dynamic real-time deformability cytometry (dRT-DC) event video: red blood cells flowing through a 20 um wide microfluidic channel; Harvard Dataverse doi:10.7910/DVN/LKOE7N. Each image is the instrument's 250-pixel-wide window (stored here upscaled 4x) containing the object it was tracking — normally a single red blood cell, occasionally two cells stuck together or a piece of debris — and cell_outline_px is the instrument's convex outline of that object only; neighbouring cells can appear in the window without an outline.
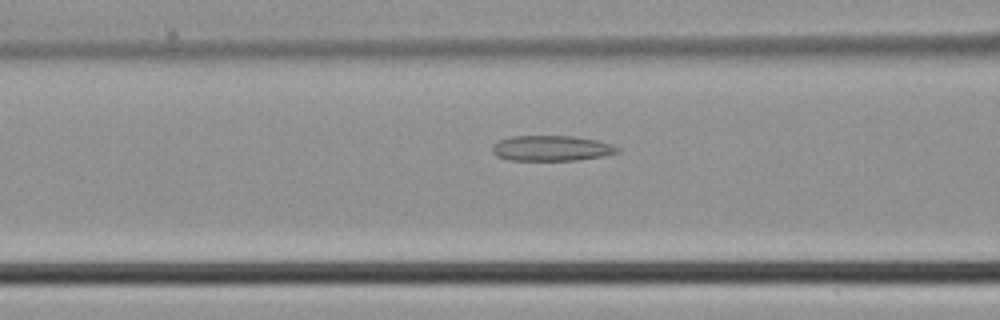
{"species": "common noctule bat (a hibernating species)", "species_latin": "Nyctalus noctula", "temperature_condition": "cold", "stored_images_in_passage": 32, "camera_frame_rate_fps": 3000, "um_per_image_px": 0.085, "animal": {"sex": "male", "body_mass_g": 21.5, "forearm_length_mm": 52.0}, "frame": {"image": 1, "passage_image": 7, "time_ms": 2.0, "image_size_px": [1000, 320], "cell_outline_px": [[620, 152], [604, 156], [580, 160], [508, 160], [496, 156], [492, 152], [492, 144], [500, 140], [512, 136], [572, 136], [596, 140], [612, 144], [620, 148]], "centroid_in_image_um": [46.88, 12.61], "position_along_channel_um": 119.7, "area_um2": 18.67}}
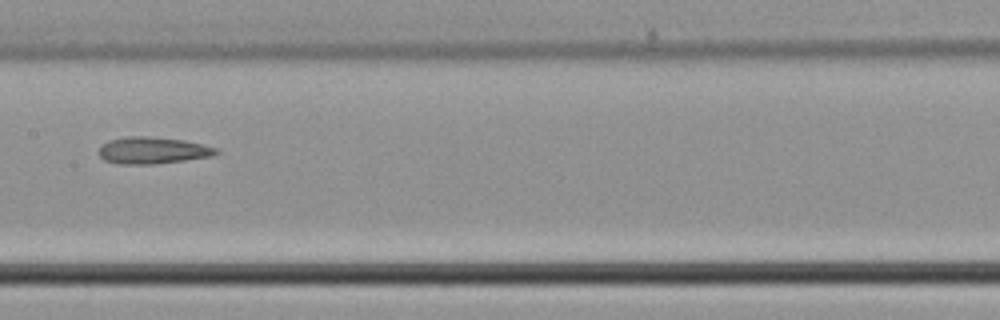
{"frame": {"image": 2, "passage_image": 12, "time_ms": 3.667, "image_size_px": [1000, 320], "cell_outline_px": [[220, 152], [212, 156], [156, 164], [116, 164], [104, 160], [96, 152], [108, 140], [128, 136], [148, 136], [184, 140], [204, 144], [216, 148]], "centroid_in_image_um": [12.96, 12.78], "position_along_channel_um": 194.4, "area_um2": 18.44}}
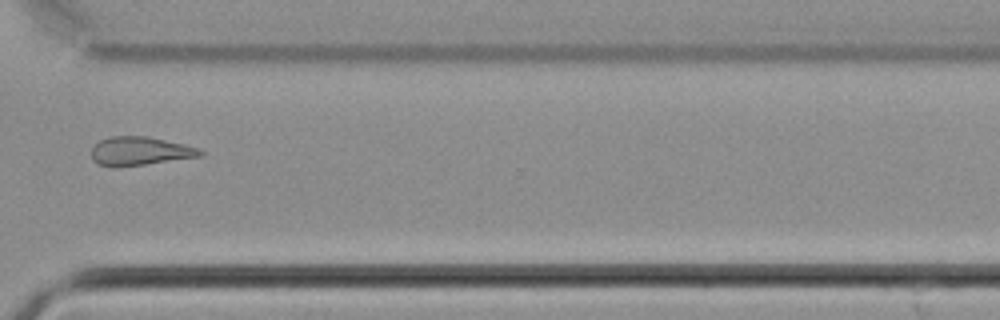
{"frame": {"image": 3, "passage_image": 23, "time_ms": 7.333, "image_size_px": [1000, 320], "cell_outline_px": [[204, 152], [200, 156], [116, 168], [112, 168], [96, 164], [92, 160], [92, 148], [100, 140], [112, 136], [144, 136], [184, 144], [200, 148]], "centroid_in_image_um": [11.84, 12.86], "position_along_channel_um": 358.8, "area_um2": 18.09}}